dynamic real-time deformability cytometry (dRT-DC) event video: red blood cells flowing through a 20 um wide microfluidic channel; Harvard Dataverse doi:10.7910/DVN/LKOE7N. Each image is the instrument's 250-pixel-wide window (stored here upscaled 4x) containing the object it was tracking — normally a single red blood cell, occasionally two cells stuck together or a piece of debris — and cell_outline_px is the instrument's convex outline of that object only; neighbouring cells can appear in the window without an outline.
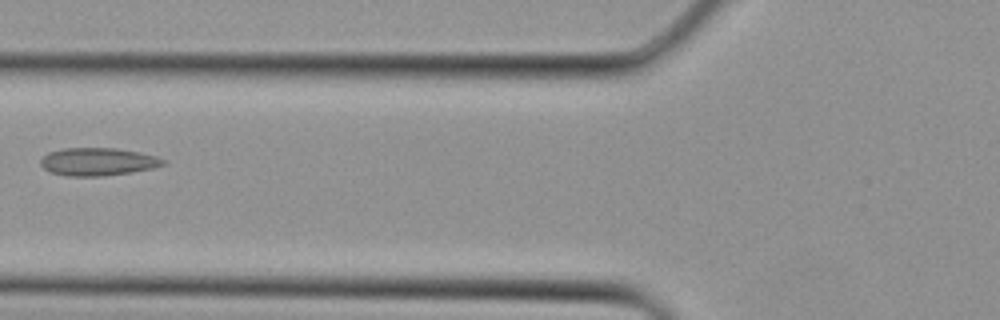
{"species": "Egyptian fruit bat (a non-hibernating species)", "species_latin": "Rousettus aegyptiacus", "temperature_condition": "cold", "stored_images_in_passage": 3, "camera_frame_rate_fps": 3000, "um_per_image_px": 0.085, "animal": {"sex": "female"}, "frame": {"image": 1, "passage_image": 3, "time_ms": 0.667, "image_size_px": [1000, 320], "cell_outline_px": [[164, 164], [152, 168], [132, 172], [100, 176], [68, 176], [52, 172], [44, 168], [40, 164], [40, 160], [48, 152], [64, 148], [116, 148], [156, 156], [164, 160]], "centroid_in_image_um": [8.28, 13.74], "position_along_channel_um": 117.5, "area_um2": 19.59}}